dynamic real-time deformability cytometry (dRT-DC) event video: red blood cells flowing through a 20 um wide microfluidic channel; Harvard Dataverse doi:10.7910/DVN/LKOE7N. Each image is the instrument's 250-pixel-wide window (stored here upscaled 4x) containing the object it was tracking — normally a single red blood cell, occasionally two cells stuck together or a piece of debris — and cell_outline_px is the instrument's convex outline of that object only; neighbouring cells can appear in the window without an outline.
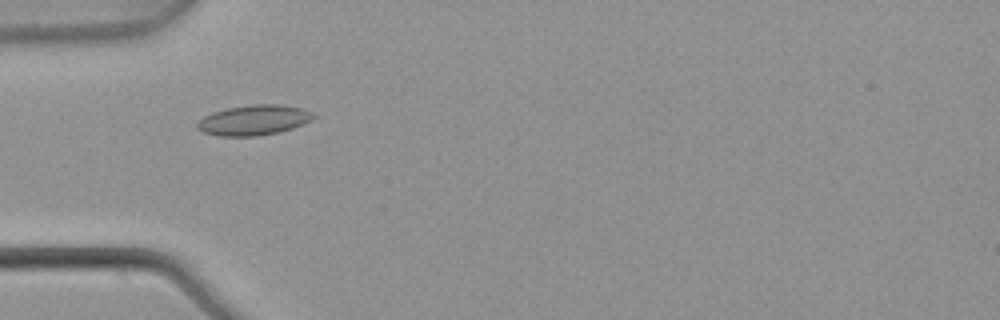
{"species": "common noctule bat (a hibernating species)", "species_latin": "Nyctalus noctula", "temperature_condition": "warm", "stored_images_in_passage": 6, "camera_frame_rate_fps": 3000, "um_per_image_px": 0.085, "animal": {"sex": "male", "body_mass_g": 21.5, "forearm_length_mm": 52.0}, "frame": {"image": 1, "passage_image": 4, "time_ms": 1.0, "image_size_px": [1000, 320], "cell_outline_px": [[316, 116], [312, 120], [304, 124], [292, 128], [276, 132], [256, 136], [220, 136], [204, 132], [196, 128], [196, 124], [204, 116], [212, 112], [228, 108], [252, 104], [280, 104], [300, 108], [312, 112]], "centroid_in_image_um": [21.58, 10.2], "position_along_channel_um": 63.4, "area_um2": 20.35}}
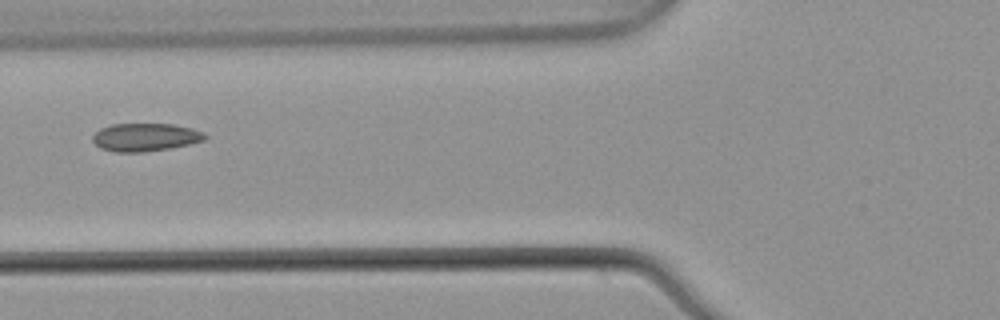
{"frame": {"image": 2, "passage_image": 5, "time_ms": 1.333, "image_size_px": [1000, 320], "cell_outline_px": [[208, 136], [204, 140], [172, 148], [144, 152], [116, 152], [100, 148], [92, 140], [92, 136], [100, 128], [112, 124], [172, 124], [192, 128], [204, 132]], "centroid_in_image_um": [12.35, 11.66], "position_along_channel_um": 113.4, "area_um2": 18.38}}
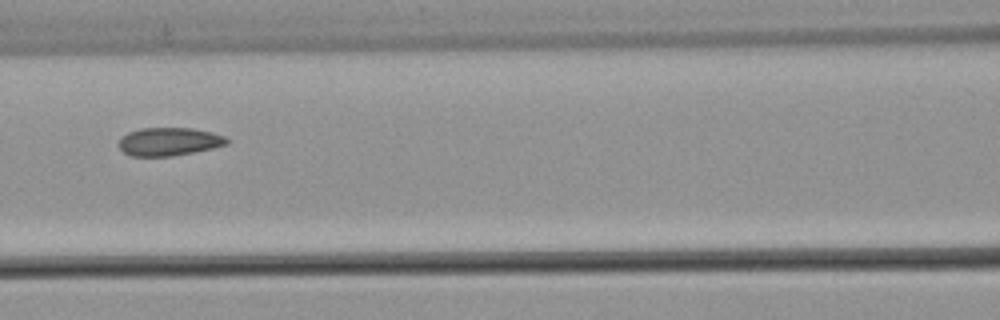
{"frame": {"image": 3, "passage_image": 6, "time_ms": 1.667, "image_size_px": [1000, 320], "cell_outline_px": [[228, 144], [212, 148], [172, 156], [132, 156], [124, 152], [120, 148], [120, 140], [128, 132], [140, 128], [192, 128], [212, 132], [224, 136], [228, 140]], "centroid_in_image_um": [14.38, 12.03], "position_along_channel_um": 152.2, "area_um2": 17.51}}